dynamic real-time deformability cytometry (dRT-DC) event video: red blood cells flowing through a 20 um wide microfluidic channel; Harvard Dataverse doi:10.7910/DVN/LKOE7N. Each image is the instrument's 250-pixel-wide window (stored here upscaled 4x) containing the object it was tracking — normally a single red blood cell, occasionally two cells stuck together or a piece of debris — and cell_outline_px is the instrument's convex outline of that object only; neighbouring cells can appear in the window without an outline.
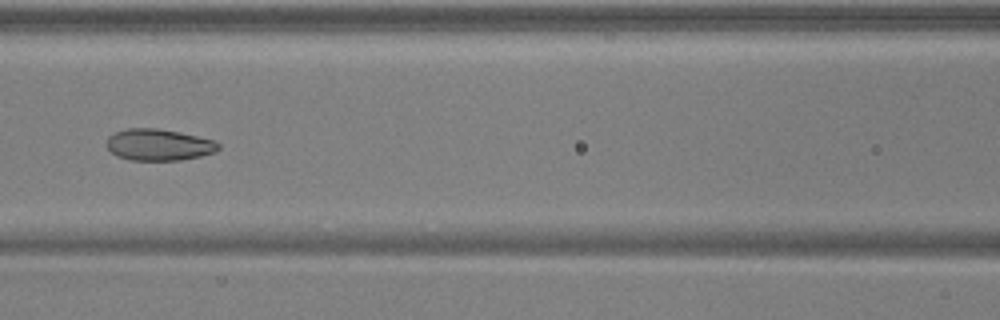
{"species": "common noctule bat (a hibernating species)", "species_latin": "Nyctalus noctula", "temperature_condition": "warm", "stored_images_in_passage": 40, "camera_frame_rate_fps": 3000, "um_per_image_px": 0.085, "animal": {"sex": "male", "body_mass_g": 17.9, "forearm_length_mm": 54.2}, "frame": {"image": 1, "passage_image": 12, "time_ms": 3.667, "image_size_px": [1000, 320], "cell_outline_px": [[220, 148], [216, 152], [200, 156], [180, 160], [132, 160], [116, 156], [108, 148], [108, 136], [116, 132], [128, 128], [156, 128], [180, 132], [216, 140], [220, 144]], "centroid_in_image_um": [13.54, 12.3], "position_along_channel_um": 153.1, "area_um2": 20.58}}
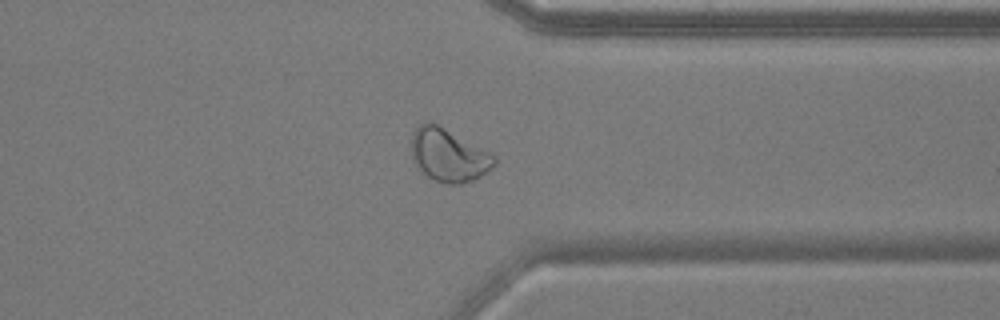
{"frame": {"image": 2, "passage_image": 29, "time_ms": 9.333, "image_size_px": [1000, 320], "cell_outline_px": [[496, 164], [488, 172], [472, 180], [460, 184], [448, 184], [436, 180], [428, 176], [416, 164], [412, 156], [412, 132], [424, 120], [428, 120], [436, 124], [496, 156]], "centroid_in_image_um": [38.13, 13.19], "position_along_channel_um": 373.3, "area_um2": 25.09}}
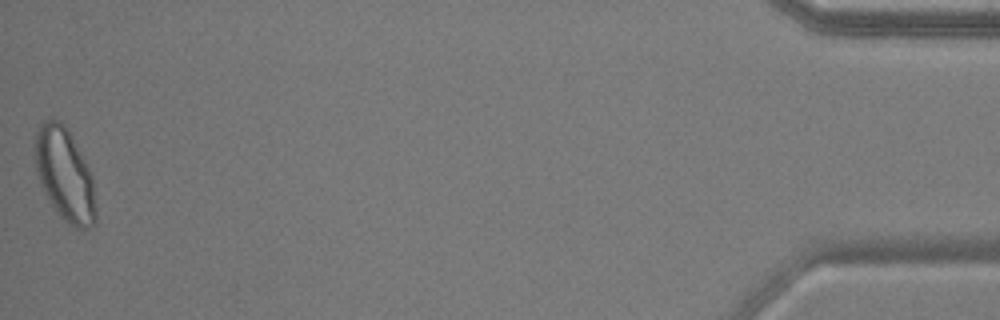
{"frame": {"image": 3, "passage_image": 40, "time_ms": 13.0, "image_size_px": [1000, 320], "cell_outline_px": [[96, 224], [84, 232], [76, 228], [60, 216], [44, 192], [40, 184], [36, 168], [36, 132], [40, 124], [44, 120], [60, 120], [68, 128], [92, 176], [96, 208]], "centroid_in_image_um": [5.53, 14.88], "position_along_channel_um": 429.7, "area_um2": 32.66}, "authors_computed_cell_mechanics": {"area_um2": 22.5131, "velocity_mm_per_s": 3.9197, "shape_relaxation_time_tau1_ms": 6.5352, "shape_relaxation_time_tau2_ms": 1.1335, "deformation_change_tau1": 0.1408, "deformation_change_tau2": 0.055}}